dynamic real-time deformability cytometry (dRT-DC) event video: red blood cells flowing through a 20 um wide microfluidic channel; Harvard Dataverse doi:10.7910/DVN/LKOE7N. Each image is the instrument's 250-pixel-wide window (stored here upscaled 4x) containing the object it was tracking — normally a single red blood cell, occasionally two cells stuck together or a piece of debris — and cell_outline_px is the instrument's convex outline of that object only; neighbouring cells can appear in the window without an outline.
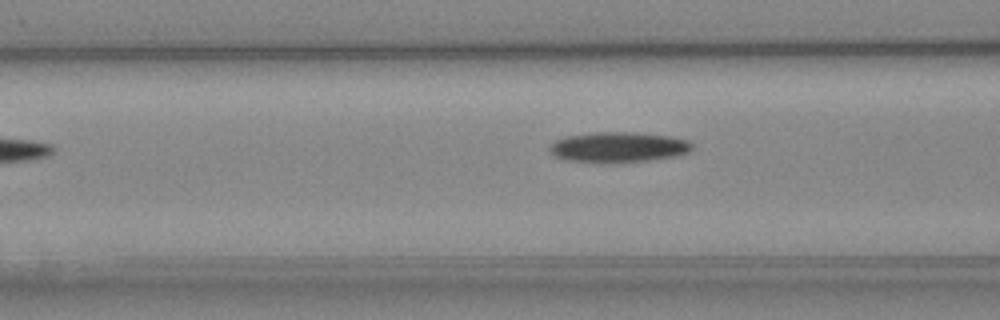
{"species": "Egyptian fruit bat (a non-hibernating species)", "species_latin": "Rousettus aegyptiacus", "temperature_condition": "cold", "stored_images_in_passage": 3, "camera_frame_rate_fps": 3000, "um_per_image_px": 0.085, "animal": {"sex": "female"}, "frame": {"image": 1, "passage_image": 3, "time_ms": 2.333, "image_size_px": [1000, 320], "cell_outline_px": [[692, 148], [688, 152], [676, 156], [648, 160], [564, 160], [556, 156], [548, 148], [556, 140], [564, 136], [592, 132], [636, 132], [672, 136], [688, 140], [692, 144]], "centroid_in_image_um": [52.6, 12.45], "position_along_channel_um": 114.0, "area_um2": 24.39}}